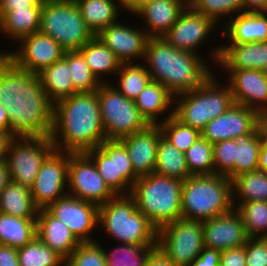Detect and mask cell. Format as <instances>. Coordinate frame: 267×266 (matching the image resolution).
Returning <instances> with one entry per match:
<instances>
[{"label":"cell","instance_id":"6da1fadb","mask_svg":"<svg viewBox=\"0 0 267 266\" xmlns=\"http://www.w3.org/2000/svg\"><path fill=\"white\" fill-rule=\"evenodd\" d=\"M0 102L16 137H49L54 123V103L41 86L38 74L20 69L0 55Z\"/></svg>","mask_w":267,"mask_h":266},{"label":"cell","instance_id":"7a4b0ae2","mask_svg":"<svg viewBox=\"0 0 267 266\" xmlns=\"http://www.w3.org/2000/svg\"><path fill=\"white\" fill-rule=\"evenodd\" d=\"M50 138L55 150L70 153H85L105 141L97 91L57 101Z\"/></svg>","mask_w":267,"mask_h":266},{"label":"cell","instance_id":"3957f363","mask_svg":"<svg viewBox=\"0 0 267 266\" xmlns=\"http://www.w3.org/2000/svg\"><path fill=\"white\" fill-rule=\"evenodd\" d=\"M200 54L179 50L163 37L149 38L144 64L153 81L161 83L175 97L199 87L212 70ZM209 67V68H208Z\"/></svg>","mask_w":267,"mask_h":266},{"label":"cell","instance_id":"277c9868","mask_svg":"<svg viewBox=\"0 0 267 266\" xmlns=\"http://www.w3.org/2000/svg\"><path fill=\"white\" fill-rule=\"evenodd\" d=\"M184 181L151 173L139 177L130 196L137 209L157 228L182 217L181 197Z\"/></svg>","mask_w":267,"mask_h":266},{"label":"cell","instance_id":"5b68a950","mask_svg":"<svg viewBox=\"0 0 267 266\" xmlns=\"http://www.w3.org/2000/svg\"><path fill=\"white\" fill-rule=\"evenodd\" d=\"M234 208L232 180L224 175H191L184 180L182 218L205 221Z\"/></svg>","mask_w":267,"mask_h":266},{"label":"cell","instance_id":"8992f818","mask_svg":"<svg viewBox=\"0 0 267 266\" xmlns=\"http://www.w3.org/2000/svg\"><path fill=\"white\" fill-rule=\"evenodd\" d=\"M98 225L120 244L157 245L158 229L137 209L130 195H116L100 205Z\"/></svg>","mask_w":267,"mask_h":266},{"label":"cell","instance_id":"52a82bcc","mask_svg":"<svg viewBox=\"0 0 267 266\" xmlns=\"http://www.w3.org/2000/svg\"><path fill=\"white\" fill-rule=\"evenodd\" d=\"M212 73L199 87L174 97L173 116L182 124L198 129L227 111L233 104L230 87L223 88ZM178 98V99H177ZM178 100V101H177Z\"/></svg>","mask_w":267,"mask_h":266},{"label":"cell","instance_id":"ba28073f","mask_svg":"<svg viewBox=\"0 0 267 266\" xmlns=\"http://www.w3.org/2000/svg\"><path fill=\"white\" fill-rule=\"evenodd\" d=\"M39 32L54 39L65 51H79L95 36L74 0L43 2Z\"/></svg>","mask_w":267,"mask_h":266},{"label":"cell","instance_id":"9c48e42d","mask_svg":"<svg viewBox=\"0 0 267 266\" xmlns=\"http://www.w3.org/2000/svg\"><path fill=\"white\" fill-rule=\"evenodd\" d=\"M107 81L101 83L97 90L106 140H120L144 130L149 124L141 116L134 101L126 98Z\"/></svg>","mask_w":267,"mask_h":266},{"label":"cell","instance_id":"30bf717a","mask_svg":"<svg viewBox=\"0 0 267 266\" xmlns=\"http://www.w3.org/2000/svg\"><path fill=\"white\" fill-rule=\"evenodd\" d=\"M157 247L176 266H191L204 245L202 221L178 218L158 229Z\"/></svg>","mask_w":267,"mask_h":266},{"label":"cell","instance_id":"8fae6325","mask_svg":"<svg viewBox=\"0 0 267 266\" xmlns=\"http://www.w3.org/2000/svg\"><path fill=\"white\" fill-rule=\"evenodd\" d=\"M85 154L116 195H130L131 188L139 177L134 173L126 147L120 140H105Z\"/></svg>","mask_w":267,"mask_h":266},{"label":"cell","instance_id":"7c38bea8","mask_svg":"<svg viewBox=\"0 0 267 266\" xmlns=\"http://www.w3.org/2000/svg\"><path fill=\"white\" fill-rule=\"evenodd\" d=\"M54 150L50 136L16 137L6 155L10 180L30 188L42 163Z\"/></svg>","mask_w":267,"mask_h":266},{"label":"cell","instance_id":"4fadbf2b","mask_svg":"<svg viewBox=\"0 0 267 266\" xmlns=\"http://www.w3.org/2000/svg\"><path fill=\"white\" fill-rule=\"evenodd\" d=\"M67 188L69 195L98 206L116 196L85 153L69 152Z\"/></svg>","mask_w":267,"mask_h":266},{"label":"cell","instance_id":"5bb4252c","mask_svg":"<svg viewBox=\"0 0 267 266\" xmlns=\"http://www.w3.org/2000/svg\"><path fill=\"white\" fill-rule=\"evenodd\" d=\"M69 152L54 150L42 163L34 184L30 187L32 201L38 208H47L52 202L68 194Z\"/></svg>","mask_w":267,"mask_h":266},{"label":"cell","instance_id":"9a60e30c","mask_svg":"<svg viewBox=\"0 0 267 266\" xmlns=\"http://www.w3.org/2000/svg\"><path fill=\"white\" fill-rule=\"evenodd\" d=\"M18 43L21 48L16 52L3 51L1 55L7 56L20 69L34 74L62 59L65 54L59 43L39 31L22 38Z\"/></svg>","mask_w":267,"mask_h":266},{"label":"cell","instance_id":"2e32d148","mask_svg":"<svg viewBox=\"0 0 267 266\" xmlns=\"http://www.w3.org/2000/svg\"><path fill=\"white\" fill-rule=\"evenodd\" d=\"M46 209L61 220L80 243L94 242L90 235L98 226V205L66 194Z\"/></svg>","mask_w":267,"mask_h":266},{"label":"cell","instance_id":"e0dca14e","mask_svg":"<svg viewBox=\"0 0 267 266\" xmlns=\"http://www.w3.org/2000/svg\"><path fill=\"white\" fill-rule=\"evenodd\" d=\"M216 27L218 29L219 26L207 16L187 6L163 38L179 50L200 54L199 46L205 39L208 40L210 32Z\"/></svg>","mask_w":267,"mask_h":266},{"label":"cell","instance_id":"ac0fdd59","mask_svg":"<svg viewBox=\"0 0 267 266\" xmlns=\"http://www.w3.org/2000/svg\"><path fill=\"white\" fill-rule=\"evenodd\" d=\"M248 133H258L257 112L243 105L233 104L227 111L208 122L201 136L214 144L237 139Z\"/></svg>","mask_w":267,"mask_h":266},{"label":"cell","instance_id":"d6986e66","mask_svg":"<svg viewBox=\"0 0 267 266\" xmlns=\"http://www.w3.org/2000/svg\"><path fill=\"white\" fill-rule=\"evenodd\" d=\"M202 227L205 247L220 252L243 246L249 239L241 215L235 208L202 221Z\"/></svg>","mask_w":267,"mask_h":266},{"label":"cell","instance_id":"ffe728a7","mask_svg":"<svg viewBox=\"0 0 267 266\" xmlns=\"http://www.w3.org/2000/svg\"><path fill=\"white\" fill-rule=\"evenodd\" d=\"M124 22L113 23L96 36L107 46L121 63H132L133 59H144L149 39L146 31L129 27ZM139 58V59H138Z\"/></svg>","mask_w":267,"mask_h":266},{"label":"cell","instance_id":"44dd1931","mask_svg":"<svg viewBox=\"0 0 267 266\" xmlns=\"http://www.w3.org/2000/svg\"><path fill=\"white\" fill-rule=\"evenodd\" d=\"M227 84L235 104L258 112L267 107V72L256 69L227 70Z\"/></svg>","mask_w":267,"mask_h":266},{"label":"cell","instance_id":"7402d4cb","mask_svg":"<svg viewBox=\"0 0 267 266\" xmlns=\"http://www.w3.org/2000/svg\"><path fill=\"white\" fill-rule=\"evenodd\" d=\"M210 60L225 70L256 69L267 72V42L227 43L212 49Z\"/></svg>","mask_w":267,"mask_h":266},{"label":"cell","instance_id":"603a6c76","mask_svg":"<svg viewBox=\"0 0 267 266\" xmlns=\"http://www.w3.org/2000/svg\"><path fill=\"white\" fill-rule=\"evenodd\" d=\"M161 136L162 131L159 125H148L144 130L120 139L126 147L134 173L138 177L154 173Z\"/></svg>","mask_w":267,"mask_h":266},{"label":"cell","instance_id":"cb8c5ba5","mask_svg":"<svg viewBox=\"0 0 267 266\" xmlns=\"http://www.w3.org/2000/svg\"><path fill=\"white\" fill-rule=\"evenodd\" d=\"M187 5L181 0H150L140 5L133 14L145 19L149 38L163 37L177 21Z\"/></svg>","mask_w":267,"mask_h":266},{"label":"cell","instance_id":"d4e9b609","mask_svg":"<svg viewBox=\"0 0 267 266\" xmlns=\"http://www.w3.org/2000/svg\"><path fill=\"white\" fill-rule=\"evenodd\" d=\"M37 237L64 260L77 248L80 242L70 229L53 216L46 208L38 209L36 217Z\"/></svg>","mask_w":267,"mask_h":266},{"label":"cell","instance_id":"484cf974","mask_svg":"<svg viewBox=\"0 0 267 266\" xmlns=\"http://www.w3.org/2000/svg\"><path fill=\"white\" fill-rule=\"evenodd\" d=\"M220 28L229 43L267 42V12L239 13Z\"/></svg>","mask_w":267,"mask_h":266},{"label":"cell","instance_id":"4316f807","mask_svg":"<svg viewBox=\"0 0 267 266\" xmlns=\"http://www.w3.org/2000/svg\"><path fill=\"white\" fill-rule=\"evenodd\" d=\"M174 96L165 86L157 81L151 80L134 100L141 116L149 125H159V118L167 110L173 111L171 105L174 103ZM171 108V109H170Z\"/></svg>","mask_w":267,"mask_h":266},{"label":"cell","instance_id":"83f0119b","mask_svg":"<svg viewBox=\"0 0 267 266\" xmlns=\"http://www.w3.org/2000/svg\"><path fill=\"white\" fill-rule=\"evenodd\" d=\"M87 27L96 36L102 29L118 21L122 0H74Z\"/></svg>","mask_w":267,"mask_h":266},{"label":"cell","instance_id":"f1b7e54d","mask_svg":"<svg viewBox=\"0 0 267 266\" xmlns=\"http://www.w3.org/2000/svg\"><path fill=\"white\" fill-rule=\"evenodd\" d=\"M38 77L46 95L54 104L77 93L71 80L69 64L64 58L43 69Z\"/></svg>","mask_w":267,"mask_h":266},{"label":"cell","instance_id":"f546056e","mask_svg":"<svg viewBox=\"0 0 267 266\" xmlns=\"http://www.w3.org/2000/svg\"><path fill=\"white\" fill-rule=\"evenodd\" d=\"M42 7L13 9L0 17V31L18 42L32 33L38 32Z\"/></svg>","mask_w":267,"mask_h":266},{"label":"cell","instance_id":"4dcf8cb0","mask_svg":"<svg viewBox=\"0 0 267 266\" xmlns=\"http://www.w3.org/2000/svg\"><path fill=\"white\" fill-rule=\"evenodd\" d=\"M88 64L91 73L100 83L103 81V74H115L118 72L121 62L116 55L105 46L97 36H94L89 42L83 45L79 50Z\"/></svg>","mask_w":267,"mask_h":266},{"label":"cell","instance_id":"1f68e13d","mask_svg":"<svg viewBox=\"0 0 267 266\" xmlns=\"http://www.w3.org/2000/svg\"><path fill=\"white\" fill-rule=\"evenodd\" d=\"M0 212L21 218H36L38 208L27 185L10 182L0 192Z\"/></svg>","mask_w":267,"mask_h":266},{"label":"cell","instance_id":"d6a6232c","mask_svg":"<svg viewBox=\"0 0 267 266\" xmlns=\"http://www.w3.org/2000/svg\"><path fill=\"white\" fill-rule=\"evenodd\" d=\"M35 237L36 218H21L0 212V244L18 249Z\"/></svg>","mask_w":267,"mask_h":266},{"label":"cell","instance_id":"836d02e7","mask_svg":"<svg viewBox=\"0 0 267 266\" xmlns=\"http://www.w3.org/2000/svg\"><path fill=\"white\" fill-rule=\"evenodd\" d=\"M154 173L181 181L191 176L187 168L185 153L178 150L163 136L160 137L158 143Z\"/></svg>","mask_w":267,"mask_h":266},{"label":"cell","instance_id":"e575fe53","mask_svg":"<svg viewBox=\"0 0 267 266\" xmlns=\"http://www.w3.org/2000/svg\"><path fill=\"white\" fill-rule=\"evenodd\" d=\"M233 205L251 201H267V172L256 170L232 179ZM239 197V198H237Z\"/></svg>","mask_w":267,"mask_h":266},{"label":"cell","instance_id":"d590c367","mask_svg":"<svg viewBox=\"0 0 267 266\" xmlns=\"http://www.w3.org/2000/svg\"><path fill=\"white\" fill-rule=\"evenodd\" d=\"M116 75L119 78L117 83L119 86L114 87L126 98L133 101L152 80L146 66L134 64V62L121 63Z\"/></svg>","mask_w":267,"mask_h":266},{"label":"cell","instance_id":"8d00e7d4","mask_svg":"<svg viewBox=\"0 0 267 266\" xmlns=\"http://www.w3.org/2000/svg\"><path fill=\"white\" fill-rule=\"evenodd\" d=\"M263 138L258 133H248L236 139L234 177L239 174L258 170L259 153Z\"/></svg>","mask_w":267,"mask_h":266},{"label":"cell","instance_id":"74e56055","mask_svg":"<svg viewBox=\"0 0 267 266\" xmlns=\"http://www.w3.org/2000/svg\"><path fill=\"white\" fill-rule=\"evenodd\" d=\"M237 204L233 206L241 215L247 236L249 238H267V201Z\"/></svg>","mask_w":267,"mask_h":266},{"label":"cell","instance_id":"f35d334b","mask_svg":"<svg viewBox=\"0 0 267 266\" xmlns=\"http://www.w3.org/2000/svg\"><path fill=\"white\" fill-rule=\"evenodd\" d=\"M19 266H64L65 260L35 237L24 247L17 249Z\"/></svg>","mask_w":267,"mask_h":266},{"label":"cell","instance_id":"ab89813d","mask_svg":"<svg viewBox=\"0 0 267 266\" xmlns=\"http://www.w3.org/2000/svg\"><path fill=\"white\" fill-rule=\"evenodd\" d=\"M169 112L159 124L162 136L178 150L185 153L201 136V132L196 128L182 124L173 116V111Z\"/></svg>","mask_w":267,"mask_h":266},{"label":"cell","instance_id":"60d3db41","mask_svg":"<svg viewBox=\"0 0 267 266\" xmlns=\"http://www.w3.org/2000/svg\"><path fill=\"white\" fill-rule=\"evenodd\" d=\"M63 58L69 64L71 80L77 93H91L98 90L101 83L91 73L79 51H65Z\"/></svg>","mask_w":267,"mask_h":266},{"label":"cell","instance_id":"b9f144b4","mask_svg":"<svg viewBox=\"0 0 267 266\" xmlns=\"http://www.w3.org/2000/svg\"><path fill=\"white\" fill-rule=\"evenodd\" d=\"M121 245L109 253L103 248L107 266H145L149 254L157 246L126 243Z\"/></svg>","mask_w":267,"mask_h":266},{"label":"cell","instance_id":"7bdbcfd3","mask_svg":"<svg viewBox=\"0 0 267 266\" xmlns=\"http://www.w3.org/2000/svg\"><path fill=\"white\" fill-rule=\"evenodd\" d=\"M185 158L191 175L214 174L213 144L202 136L188 148Z\"/></svg>","mask_w":267,"mask_h":266},{"label":"cell","instance_id":"ee69618b","mask_svg":"<svg viewBox=\"0 0 267 266\" xmlns=\"http://www.w3.org/2000/svg\"><path fill=\"white\" fill-rule=\"evenodd\" d=\"M191 7L196 12L207 16L217 26H219L220 23L223 24L221 21H223L224 16L229 14L228 18L230 20L234 14L244 12L241 0H196Z\"/></svg>","mask_w":267,"mask_h":266},{"label":"cell","instance_id":"f6af8a7d","mask_svg":"<svg viewBox=\"0 0 267 266\" xmlns=\"http://www.w3.org/2000/svg\"><path fill=\"white\" fill-rule=\"evenodd\" d=\"M236 139L222 140L213 144L214 174L234 178V162L236 157Z\"/></svg>","mask_w":267,"mask_h":266},{"label":"cell","instance_id":"bcb514c9","mask_svg":"<svg viewBox=\"0 0 267 266\" xmlns=\"http://www.w3.org/2000/svg\"><path fill=\"white\" fill-rule=\"evenodd\" d=\"M64 266H107L103 248L96 242L80 243Z\"/></svg>","mask_w":267,"mask_h":266},{"label":"cell","instance_id":"7dc6e473","mask_svg":"<svg viewBox=\"0 0 267 266\" xmlns=\"http://www.w3.org/2000/svg\"><path fill=\"white\" fill-rule=\"evenodd\" d=\"M245 247V266H267V238H249Z\"/></svg>","mask_w":267,"mask_h":266},{"label":"cell","instance_id":"c3c4849f","mask_svg":"<svg viewBox=\"0 0 267 266\" xmlns=\"http://www.w3.org/2000/svg\"><path fill=\"white\" fill-rule=\"evenodd\" d=\"M245 247L240 246L221 251L219 266H245Z\"/></svg>","mask_w":267,"mask_h":266},{"label":"cell","instance_id":"681fc988","mask_svg":"<svg viewBox=\"0 0 267 266\" xmlns=\"http://www.w3.org/2000/svg\"><path fill=\"white\" fill-rule=\"evenodd\" d=\"M41 0H0V17L13 9H26L29 7H42Z\"/></svg>","mask_w":267,"mask_h":266},{"label":"cell","instance_id":"f907efd6","mask_svg":"<svg viewBox=\"0 0 267 266\" xmlns=\"http://www.w3.org/2000/svg\"><path fill=\"white\" fill-rule=\"evenodd\" d=\"M221 252L204 247L191 266H219Z\"/></svg>","mask_w":267,"mask_h":266},{"label":"cell","instance_id":"816d5d0a","mask_svg":"<svg viewBox=\"0 0 267 266\" xmlns=\"http://www.w3.org/2000/svg\"><path fill=\"white\" fill-rule=\"evenodd\" d=\"M0 266H19L17 248L0 244Z\"/></svg>","mask_w":267,"mask_h":266},{"label":"cell","instance_id":"f5cc1de1","mask_svg":"<svg viewBox=\"0 0 267 266\" xmlns=\"http://www.w3.org/2000/svg\"><path fill=\"white\" fill-rule=\"evenodd\" d=\"M145 266H176L157 246L149 254Z\"/></svg>","mask_w":267,"mask_h":266},{"label":"cell","instance_id":"db71d44e","mask_svg":"<svg viewBox=\"0 0 267 266\" xmlns=\"http://www.w3.org/2000/svg\"><path fill=\"white\" fill-rule=\"evenodd\" d=\"M244 12H267V0H241Z\"/></svg>","mask_w":267,"mask_h":266},{"label":"cell","instance_id":"11a10c76","mask_svg":"<svg viewBox=\"0 0 267 266\" xmlns=\"http://www.w3.org/2000/svg\"><path fill=\"white\" fill-rule=\"evenodd\" d=\"M15 138L11 131H0V159L6 158L10 144Z\"/></svg>","mask_w":267,"mask_h":266},{"label":"cell","instance_id":"9f6ffc18","mask_svg":"<svg viewBox=\"0 0 267 266\" xmlns=\"http://www.w3.org/2000/svg\"><path fill=\"white\" fill-rule=\"evenodd\" d=\"M257 127L260 136L267 140V107L257 112Z\"/></svg>","mask_w":267,"mask_h":266},{"label":"cell","instance_id":"6f0895ef","mask_svg":"<svg viewBox=\"0 0 267 266\" xmlns=\"http://www.w3.org/2000/svg\"><path fill=\"white\" fill-rule=\"evenodd\" d=\"M11 182L6 158L0 159V192Z\"/></svg>","mask_w":267,"mask_h":266},{"label":"cell","instance_id":"680465c9","mask_svg":"<svg viewBox=\"0 0 267 266\" xmlns=\"http://www.w3.org/2000/svg\"><path fill=\"white\" fill-rule=\"evenodd\" d=\"M258 170L267 172V140L261 141Z\"/></svg>","mask_w":267,"mask_h":266},{"label":"cell","instance_id":"91938a15","mask_svg":"<svg viewBox=\"0 0 267 266\" xmlns=\"http://www.w3.org/2000/svg\"><path fill=\"white\" fill-rule=\"evenodd\" d=\"M0 131H11L5 106L0 102Z\"/></svg>","mask_w":267,"mask_h":266},{"label":"cell","instance_id":"94428289","mask_svg":"<svg viewBox=\"0 0 267 266\" xmlns=\"http://www.w3.org/2000/svg\"><path fill=\"white\" fill-rule=\"evenodd\" d=\"M150 0H122L124 10L132 13L134 12L140 5Z\"/></svg>","mask_w":267,"mask_h":266},{"label":"cell","instance_id":"6125c7cd","mask_svg":"<svg viewBox=\"0 0 267 266\" xmlns=\"http://www.w3.org/2000/svg\"><path fill=\"white\" fill-rule=\"evenodd\" d=\"M181 1L184 2L187 6H191L196 0H181Z\"/></svg>","mask_w":267,"mask_h":266},{"label":"cell","instance_id":"be15d7a7","mask_svg":"<svg viewBox=\"0 0 267 266\" xmlns=\"http://www.w3.org/2000/svg\"><path fill=\"white\" fill-rule=\"evenodd\" d=\"M42 2H50V1H63V0H41Z\"/></svg>","mask_w":267,"mask_h":266}]
</instances>
